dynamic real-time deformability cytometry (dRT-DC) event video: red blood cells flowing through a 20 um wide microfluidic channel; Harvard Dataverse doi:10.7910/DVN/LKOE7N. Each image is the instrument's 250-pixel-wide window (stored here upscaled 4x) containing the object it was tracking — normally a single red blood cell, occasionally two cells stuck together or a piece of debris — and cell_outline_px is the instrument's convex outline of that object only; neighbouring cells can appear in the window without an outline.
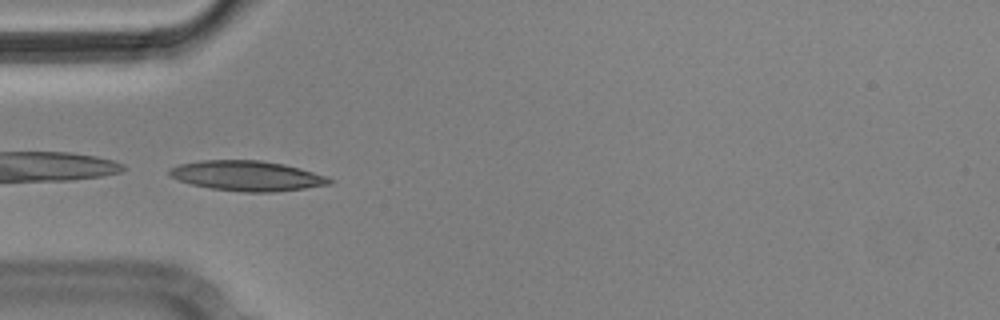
{"species": "Egyptian fruit bat (a non-hibernating species)", "species_latin": "Rousettus aegyptiacus", "temperature_condition": "cold", "stored_images_in_passage": 5, "camera_frame_rate_fps": 3000, "um_per_image_px": 0.085, "animal": {"sex": "male"}, "frame": {"image": 1, "passage_image": 4, "time_ms": 1.0, "image_size_px": [1000, 320], "cell_outline_px": [[336, 180], [332, 184], [304, 188], [272, 192], [244, 192], [212, 188], [192, 184], [168, 176], [168, 168], [180, 164], [200, 160], [260, 160], [284, 164], [300, 168], [328, 176]], "centroid_in_image_um": [21.03, 14.94], "position_along_channel_um": 64.0, "area_um2": 28.15}}